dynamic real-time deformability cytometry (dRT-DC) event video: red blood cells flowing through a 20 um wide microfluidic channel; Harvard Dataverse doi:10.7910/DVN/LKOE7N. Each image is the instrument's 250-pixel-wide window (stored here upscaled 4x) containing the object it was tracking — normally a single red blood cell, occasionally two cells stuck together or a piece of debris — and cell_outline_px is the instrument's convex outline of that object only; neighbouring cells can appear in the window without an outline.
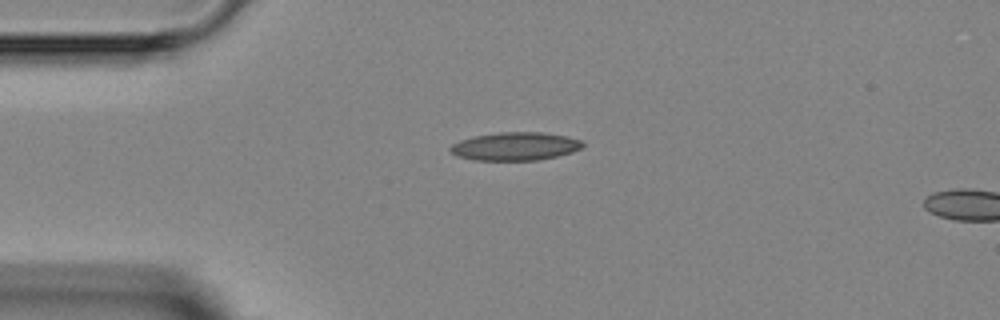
{"species": "Egyptian fruit bat (a non-hibernating species)", "species_latin": "Rousettus aegyptiacus", "temperature_condition": "room temperature", "stored_images_in_passage": 2, "camera_frame_rate_fps": 3000, "um_per_image_px": 0.085, "animal": {"sex": "female"}, "frame": {"image": 1, "passage_image": 1, "time_ms": 0.0, "image_size_px": [1000, 320], "cell_outline_px": [[584, 144], [580, 148], [572, 152], [556, 156], [536, 160], [472, 160], [456, 156], [448, 152], [448, 148], [452, 144], [460, 140], [472, 136], [500, 132], [540, 132], [568, 136], [580, 140]], "centroid_in_image_um": [43.72, 12.43], "position_along_channel_um": 41.3, "area_um2": 21.85}}